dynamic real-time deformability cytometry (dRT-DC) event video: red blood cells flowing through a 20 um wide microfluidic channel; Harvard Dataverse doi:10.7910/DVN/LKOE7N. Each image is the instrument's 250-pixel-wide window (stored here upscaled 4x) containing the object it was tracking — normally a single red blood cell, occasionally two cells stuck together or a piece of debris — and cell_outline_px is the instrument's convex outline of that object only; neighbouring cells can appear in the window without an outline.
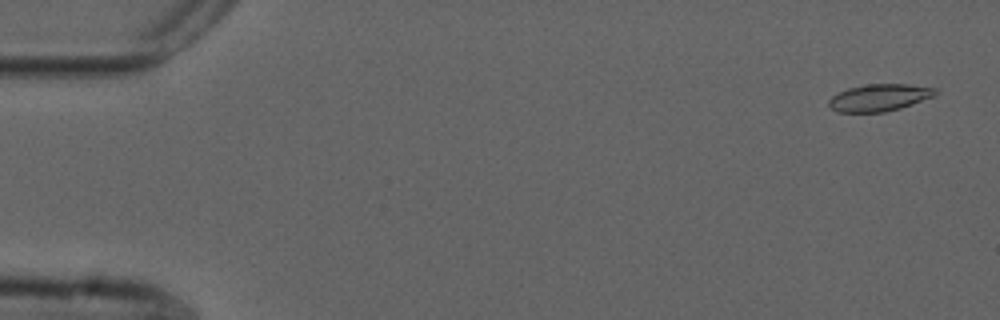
{"species": "common noctule bat (a hibernating species)", "species_latin": "Nyctalus noctula", "temperature_condition": "cold", "stored_images_in_passage": 54, "camera_frame_rate_fps": 3000, "um_per_image_px": 0.085, "animal": {"sex": "male", "forearm_length_mm": 52.5}, "frame": {"image": 1, "passage_image": 1, "time_ms": 0.0, "image_size_px": [1000, 320], "cell_outline_px": [[940, 92], [932, 96], [900, 108], [884, 112], [836, 112], [828, 104], [828, 100], [832, 96], [848, 88], [868, 84], [908, 84], [936, 88]], "centroid_in_image_um": [74.73, 8.29], "position_along_channel_um": 10.3, "area_um2": 16.65}}
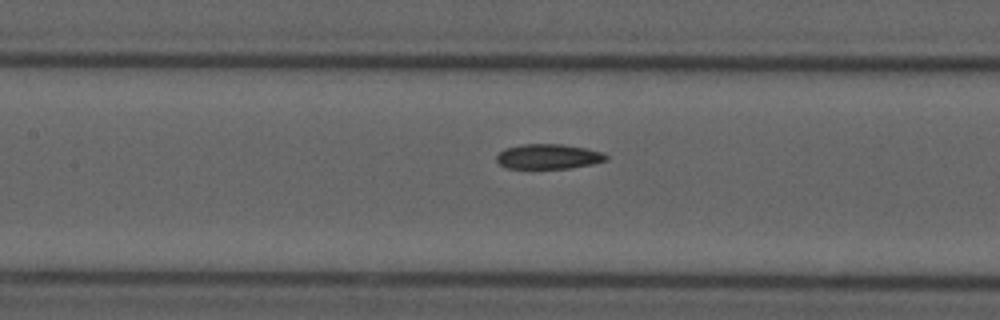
{"frame": {"image": 2, "passage_image": 24, "time_ms": 7.667, "image_size_px": [1000, 320], "cell_outline_px": [[608, 160], [592, 164], [568, 168], [508, 168], [500, 164], [496, 160], [496, 156], [504, 148], [524, 144], [560, 144], [584, 148], [600, 152], [608, 156]], "centroid_in_image_um": [46.59, 13.3], "position_along_channel_um": 160.8, "area_um2": 15.72}}
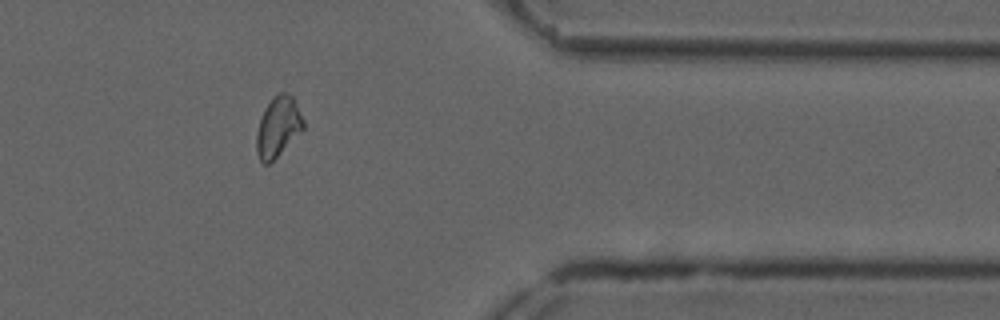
{"frame": {"image": 3, "passage_image": 44, "time_ms": 14.333, "image_size_px": [1000, 320], "cell_outline_px": [[304, 128], [268, 164], [264, 164], [260, 160], [256, 152], [256, 132], [264, 108], [272, 96], [280, 92], [288, 92], [292, 96], [304, 120]], "centroid_in_image_um": [23.61, 10.74], "position_along_channel_um": 387.8, "area_um2": 16.24}, "authors_computed_cell_mechanics": {"area_um2": 16.6175, "velocity_mm_per_s": 3.6791, "shape_relaxation_time_tau1_ms": null, "shape_relaxation_time_tau2_ms": 5.1055, "deformation_change_tau1": null, "deformation_change_tau2": 0.1037}}